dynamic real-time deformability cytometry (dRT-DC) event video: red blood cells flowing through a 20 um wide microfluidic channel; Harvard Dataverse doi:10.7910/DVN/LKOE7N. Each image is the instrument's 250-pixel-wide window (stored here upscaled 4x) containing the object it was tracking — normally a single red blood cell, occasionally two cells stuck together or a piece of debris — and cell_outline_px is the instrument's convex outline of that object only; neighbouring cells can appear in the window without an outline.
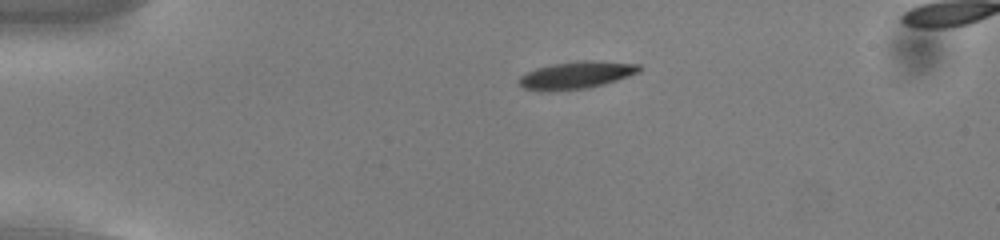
{"species": "common noctule bat (a hibernating species)", "species_latin": "Nyctalus noctula", "temperature_condition": "cold", "stored_images_in_passage": 54, "segment_of_instrument_passage": [1, 2], "camera_frame_rate_fps": 3000, "um_per_image_px": 0.085, "animal": {"sex": "male", "body_mass_g": 13.0, "forearm_length_mm": 53.1}, "frame": {"image": 1, "passage_image": 10, "time_ms": 3.0, "image_size_px": [1000, 240], "cell_outline_px": [[640, 72], [604, 84], [588, 88], [524, 88], [516, 84], [516, 80], [520, 76], [536, 68], [556, 64], [588, 60], [592, 60], [640, 64]], "centroid_in_image_um": [49.05, 6.34], "position_along_channel_um": 36.0, "area_um2": 18.21}}
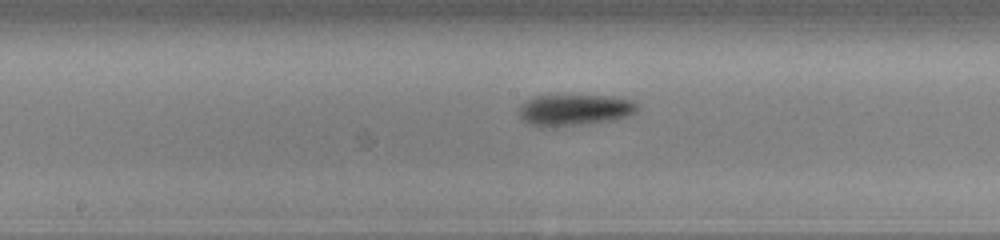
{"frame": {"image": 2, "passage_image": 27, "time_ms": 8.667, "image_size_px": [1000, 240], "cell_outline_px": [[640, 108], [636, 112], [628, 116], [612, 120], [540, 128], [528, 124], [520, 116], [520, 104], [524, 100], [536, 96], [616, 96], [632, 100]], "centroid_in_image_um": [48.83, 9.34], "position_along_channel_um": 199.4, "area_um2": 21.5}}
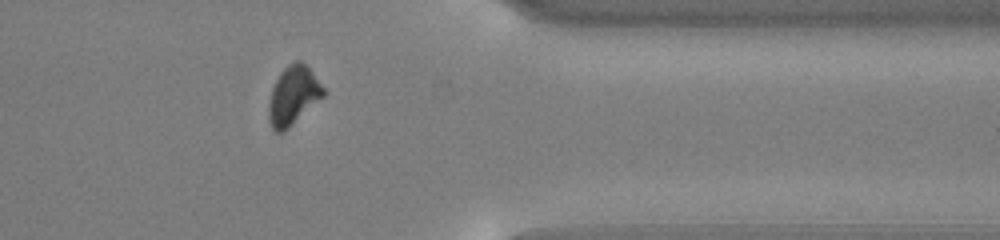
{"frame": {"image": 3, "passage_image": 43, "time_ms": 14.0, "image_size_px": [1000, 240], "cell_outline_px": [[324, 96], [284, 132], [276, 132], [272, 128], [268, 116], [268, 104], [272, 88], [280, 72], [288, 64], [296, 60], [300, 60], [312, 72], [324, 88]], "centroid_in_image_um": [24.9, 8.12], "position_along_channel_um": 386.5, "area_um2": 18.55}}